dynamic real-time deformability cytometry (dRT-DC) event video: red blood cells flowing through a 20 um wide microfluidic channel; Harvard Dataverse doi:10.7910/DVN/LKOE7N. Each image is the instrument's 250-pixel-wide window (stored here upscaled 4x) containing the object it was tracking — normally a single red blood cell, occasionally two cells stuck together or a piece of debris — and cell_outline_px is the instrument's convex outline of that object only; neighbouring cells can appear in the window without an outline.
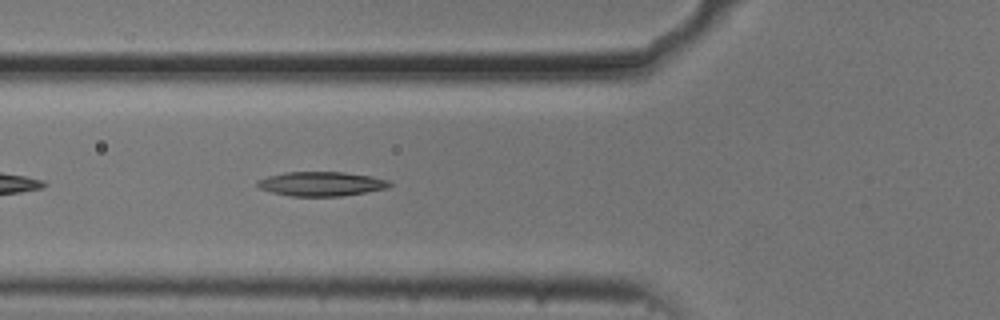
{"species": "common noctule bat (a hibernating species)", "species_latin": "Nyctalus noctula", "temperature_condition": "cold", "stored_images_in_passage": 40, "camera_frame_rate_fps": 3000, "um_per_image_px": 0.085, "animal": {"sex": "male", "body_mass_g": 20.5, "forearm_length_mm": 52.5}, "frame": {"image": 1, "passage_image": 6, "time_ms": 1.667, "image_size_px": [1000, 320], "cell_outline_px": [[392, 184], [388, 188], [344, 196], [288, 196], [272, 192], [260, 188], [256, 184], [256, 180], [268, 176], [284, 172], [344, 172], [372, 176], [388, 180]], "centroid_in_image_um": [27.31, 15.62], "position_along_channel_um": 98.5, "area_um2": 18.84}}
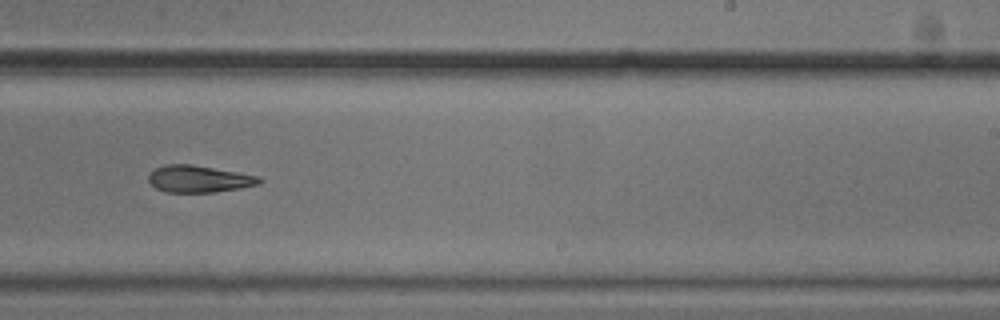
{"frame": {"image": 2, "passage_image": 20, "time_ms": 6.333, "image_size_px": [1000, 320], "cell_outline_px": [[264, 180], [260, 184], [240, 188], [212, 192], [164, 192], [156, 188], [148, 180], [148, 176], [156, 168], [164, 164], [192, 164], [240, 172], [260, 176]], "centroid_in_image_um": [16.95, 15.2], "position_along_channel_um": 272.1, "area_um2": 17.51}}
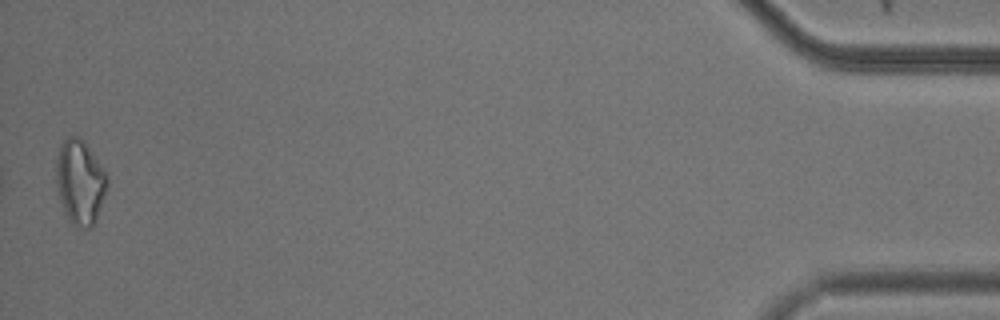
{"frame": {"image": 3, "passage_image": 40, "time_ms": 13.0, "image_size_px": [1000, 320], "cell_outline_px": [[108, 184], [96, 220], [92, 228], [84, 228], [72, 224], [68, 220], [60, 200], [56, 184], [56, 156], [60, 144], [68, 136], [80, 136], [84, 140], [108, 176]], "centroid_in_image_um": [6.79, 15.46], "position_along_channel_um": 428.4, "area_um2": 25.26}, "authors_computed_cell_mechanics": {"area_um2": 18.5249, "velocity_mm_per_s": 3.7096, "shape_relaxation_time_tau1_ms": 8.7267, "shape_relaxation_time_tau2_ms": null, "deformation_change_tau1": 0.1924, "deformation_change_tau2": null}}